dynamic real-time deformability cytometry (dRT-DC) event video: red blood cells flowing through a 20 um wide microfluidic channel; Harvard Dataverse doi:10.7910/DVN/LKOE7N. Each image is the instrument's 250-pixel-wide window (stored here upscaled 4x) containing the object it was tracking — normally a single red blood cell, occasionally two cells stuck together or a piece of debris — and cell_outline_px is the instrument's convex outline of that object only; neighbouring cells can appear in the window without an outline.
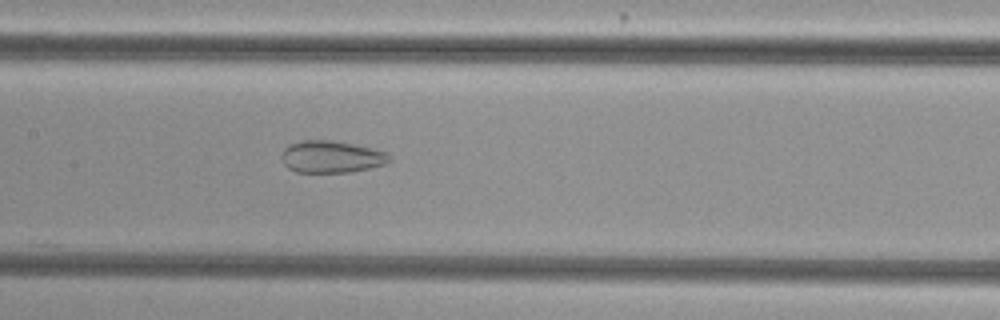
{"species": "common noctule bat (a hibernating species)", "species_latin": "Nyctalus noctula", "temperature_condition": "cold", "stored_images_in_passage": 53, "camera_frame_rate_fps": 3000, "um_per_image_px": 0.085, "animal": {"sex": "female", "body_mass_g": 29.2, "forearm_length_mm": 56.3}, "frame": {"image": 1, "passage_image": 25, "time_ms": 8.0, "image_size_px": [1000, 320], "cell_outline_px": [[392, 160], [384, 164], [352, 172], [296, 172], [288, 168], [284, 164], [280, 156], [284, 148], [288, 144], [304, 140], [332, 140], [372, 148], [384, 152], [392, 156]], "centroid_in_image_um": [28.14, 13.32], "position_along_channel_um": 179.3, "area_um2": 20.17}}
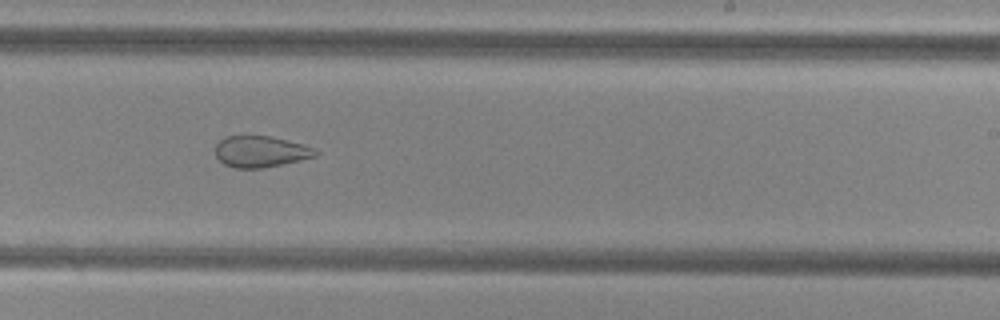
{"frame": {"image": 2, "passage_image": 32, "time_ms": 10.333, "image_size_px": [1000, 320], "cell_outline_px": [[320, 152], [316, 156], [300, 160], [260, 168], [236, 168], [224, 164], [216, 156], [216, 144], [224, 136], [272, 136], [304, 144]], "centroid_in_image_um": [22.15, 12.87], "position_along_channel_um": 266.8, "area_um2": 18.15}}
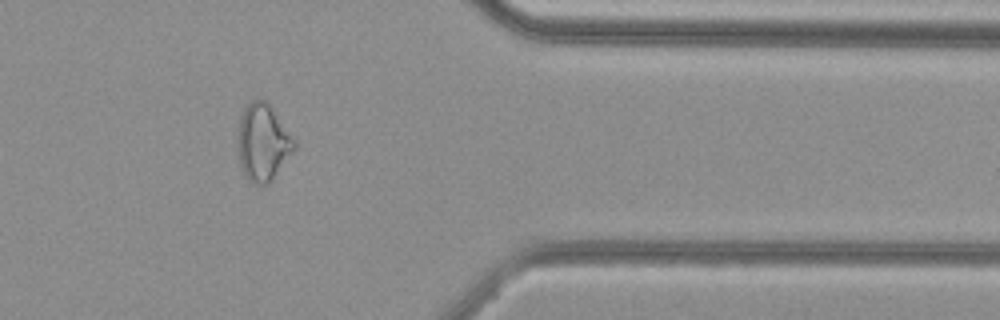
{"frame": {"image": 3, "passage_image": 43, "time_ms": 14.0, "image_size_px": [1000, 320], "cell_outline_px": [[296, 148], [268, 184], [256, 184], [248, 180], [244, 176], [240, 164], [236, 144], [236, 136], [240, 116], [244, 108], [252, 100], [264, 100], [272, 108], [296, 140]], "centroid_in_image_um": [22.32, 12.11], "position_along_channel_um": 389.1, "area_um2": 25.49}, "authors_computed_cell_mechanics": {"area_um2": 26.7614, "velocity_mm_per_s": 3.7681, "shape_relaxation_time_tau1_ms": null, "shape_relaxation_time_tau2_ms": 1.7948, "deformation_change_tau1": null, "deformation_change_tau2": 0.0868}}